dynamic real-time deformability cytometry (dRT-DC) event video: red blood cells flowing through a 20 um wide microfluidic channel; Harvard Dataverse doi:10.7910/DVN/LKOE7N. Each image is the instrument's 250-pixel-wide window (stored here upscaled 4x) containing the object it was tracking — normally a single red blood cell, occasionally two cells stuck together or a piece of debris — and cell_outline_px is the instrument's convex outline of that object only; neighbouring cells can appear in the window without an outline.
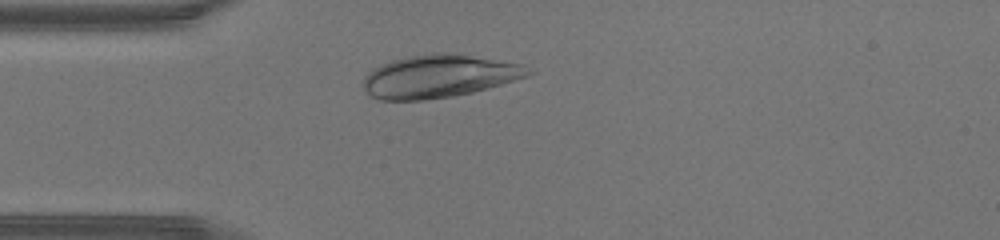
{"species": "human", "species_latin": "Homo sapiens", "temperature_condition": "warm", "stored_images_in_passage": 30, "camera_frame_rate_fps": 3000, "um_per_image_px": 0.085, "donor": {"sex": "male"}, "frame": {"image": 1, "passage_image": 6, "time_ms": 1.667, "image_size_px": [1000, 240], "cell_outline_px": [[536, 72], [528, 76], [488, 88], [472, 92], [452, 96], [424, 100], [380, 100], [368, 96], [364, 88], [364, 76], [372, 68], [380, 64], [392, 60], [408, 56], [432, 52], [452, 52], [524, 64]], "centroid_in_image_um": [37.32, 6.47], "position_along_channel_um": 47.7, "area_um2": 41.73}}
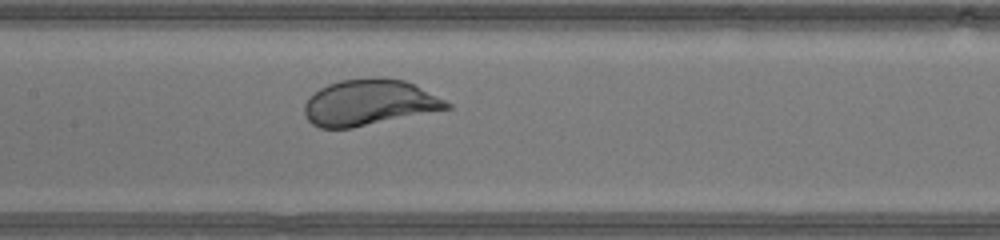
{"frame": {"image": 2, "passage_image": 15, "time_ms": 4.667, "image_size_px": [1000, 240], "cell_outline_px": [[452, 108], [352, 128], [320, 128], [312, 124], [304, 116], [304, 104], [320, 88], [328, 84], [340, 80], [376, 76], [380, 76], [404, 80], [452, 104]], "centroid_in_image_um": [31.35, 8.72], "position_along_channel_um": 176.0, "area_um2": 37.97}}
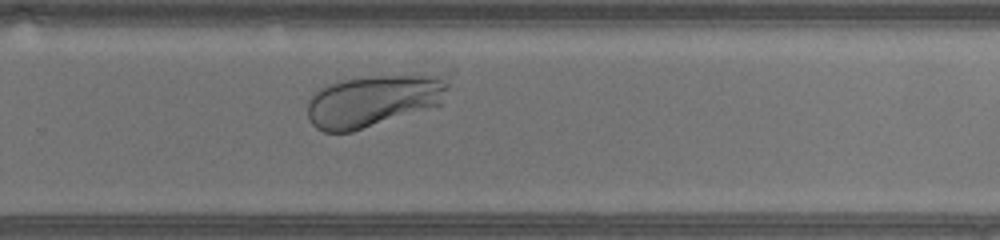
{"frame": {"image": 3, "passage_image": 23, "time_ms": 7.333, "image_size_px": [1000, 240], "cell_outline_px": [[448, 88], [440, 104], [428, 108], [352, 132], [324, 132], [316, 128], [312, 124], [308, 116], [308, 100], [320, 88], [328, 84], [344, 80], [368, 76], [436, 76], [448, 84]], "centroid_in_image_um": [31.64, 8.59], "position_along_channel_um": 298.2, "area_um2": 41.56}}